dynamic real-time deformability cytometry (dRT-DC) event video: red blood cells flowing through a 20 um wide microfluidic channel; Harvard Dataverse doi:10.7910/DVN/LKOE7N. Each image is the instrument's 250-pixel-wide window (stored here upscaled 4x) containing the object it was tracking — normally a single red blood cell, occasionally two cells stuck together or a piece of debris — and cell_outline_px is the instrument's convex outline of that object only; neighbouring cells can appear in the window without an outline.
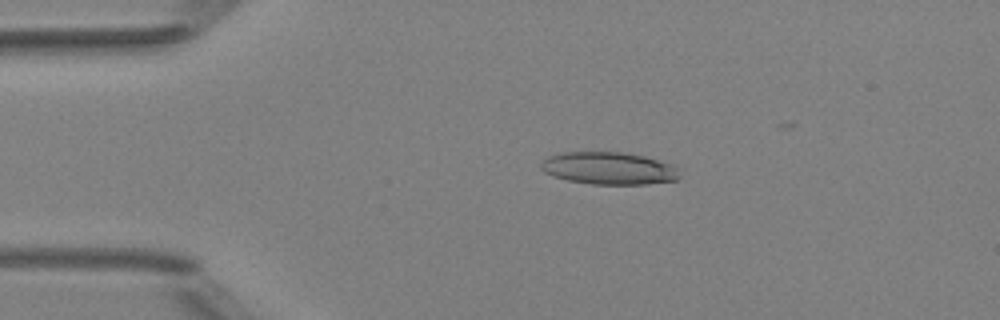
{"species": "Egyptian fruit bat (a non-hibernating species)", "species_latin": "Rousettus aegyptiacus", "temperature_condition": "room temperature", "stored_images_in_passage": 3, "camera_frame_rate_fps": 3000, "um_per_image_px": 0.085, "animal": {"sex": "female"}, "frame": {"image": 1, "passage_image": 2, "time_ms": 1.333, "image_size_px": [1000, 320], "cell_outline_px": [[680, 176], [676, 180], [644, 184], [592, 184], [568, 180], [552, 176], [544, 172], [540, 168], [540, 164], [548, 156], [560, 152], [624, 152], [644, 156], [672, 164], [676, 168]], "centroid_in_image_um": [51.72, 14.3], "position_along_channel_um": 33.3, "area_um2": 26.18}}